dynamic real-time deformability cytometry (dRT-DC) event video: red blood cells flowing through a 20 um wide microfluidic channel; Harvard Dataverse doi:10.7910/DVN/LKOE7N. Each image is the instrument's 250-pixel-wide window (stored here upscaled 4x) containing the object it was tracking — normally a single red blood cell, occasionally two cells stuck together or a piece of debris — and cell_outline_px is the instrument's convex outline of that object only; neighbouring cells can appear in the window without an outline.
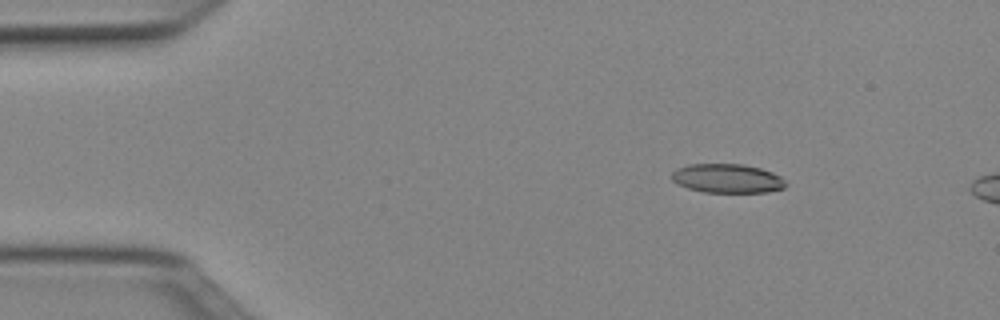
{"species": "Egyptian fruit bat (a non-hibernating species)", "species_latin": "Rousettus aegyptiacus", "temperature_condition": "cold", "stored_images_in_passage": 12, "camera_frame_rate_fps": 3000, "um_per_image_px": 0.085, "animal": {"sex": "female"}, "frame": {"image": 1, "passage_image": 7, "time_ms": 2.0, "image_size_px": [1000, 320], "cell_outline_px": [[788, 184], [784, 188], [768, 192], [704, 192], [688, 188], [676, 184], [672, 180], [672, 172], [676, 168], [688, 164], [744, 164], [760, 168], [772, 172], [780, 176]], "centroid_in_image_um": [61.81, 15.16], "position_along_channel_um": 23.2, "area_um2": 19.42}}